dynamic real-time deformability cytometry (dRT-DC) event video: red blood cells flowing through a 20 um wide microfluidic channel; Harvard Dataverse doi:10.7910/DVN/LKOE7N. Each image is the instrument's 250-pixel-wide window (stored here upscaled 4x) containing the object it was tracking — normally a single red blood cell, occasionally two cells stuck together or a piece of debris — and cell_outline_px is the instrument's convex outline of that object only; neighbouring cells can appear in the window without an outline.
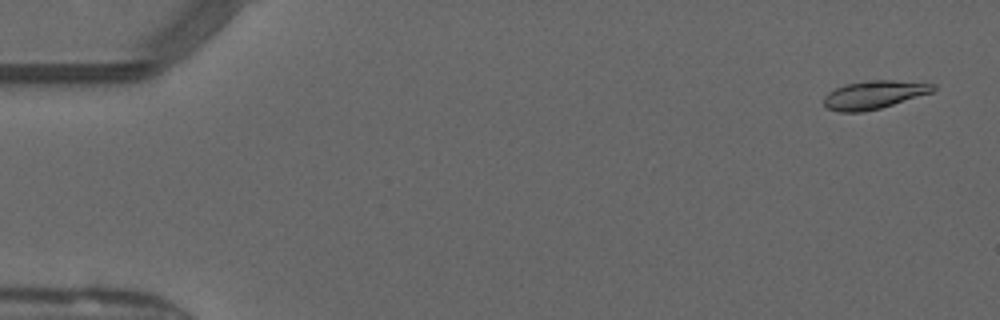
{"species": "common noctule bat (a hibernating species)", "species_latin": "Nyctalus noctula", "temperature_condition": "warm", "stored_images_in_passage": 14, "camera_frame_rate_fps": 3000, "um_per_image_px": 0.085, "animal": {"sex": "male", "forearm_length_mm": 52.5}, "frame": {"image": 1, "passage_image": 2, "time_ms": 0.333, "image_size_px": [1000, 320], "cell_outline_px": [[936, 88], [932, 92], [880, 108], [864, 112], [840, 112], [828, 108], [824, 104], [824, 96], [828, 92], [836, 88], [848, 84], [876, 80], [892, 80], [936, 84]], "centroid_in_image_um": [74.29, 8.06], "position_along_channel_um": 10.7, "area_um2": 17.63}}
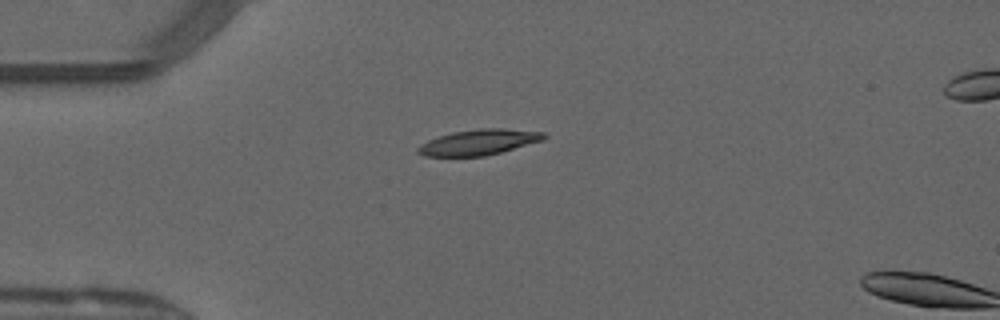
{"frame": {"image": 2, "passage_image": 13, "time_ms": 4.0, "image_size_px": [1000, 320], "cell_outline_px": [[548, 136], [544, 140], [500, 152], [484, 156], [424, 156], [416, 152], [416, 148], [420, 144], [428, 140], [452, 132], [480, 128], [504, 128], [544, 132]], "centroid_in_image_um": [40.7, 12.08], "position_along_channel_um": 44.3, "area_um2": 18.79}}